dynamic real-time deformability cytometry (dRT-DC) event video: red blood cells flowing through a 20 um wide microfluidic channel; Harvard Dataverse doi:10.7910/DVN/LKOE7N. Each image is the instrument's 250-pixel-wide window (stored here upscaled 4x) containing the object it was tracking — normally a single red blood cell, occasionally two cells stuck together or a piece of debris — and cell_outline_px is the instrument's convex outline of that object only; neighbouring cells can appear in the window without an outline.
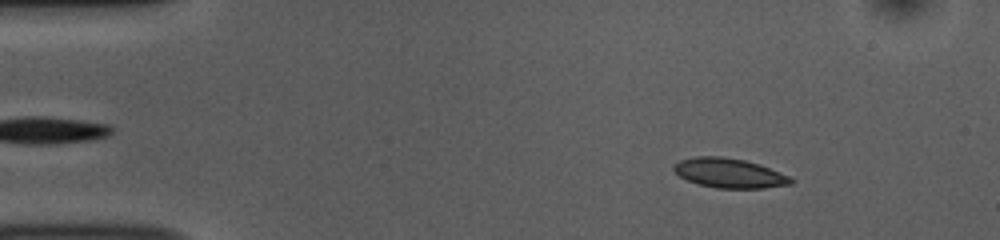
{"species": "common noctule bat (a hibernating species)", "species_latin": "Nyctalus noctula", "temperature_condition": "room temperature", "stored_images_in_passage": 44, "camera_frame_rate_fps": 3000, "um_per_image_px": 0.085, "animal": {"sex": "female", "body_mass_g": 10.0, "forearm_length_mm": 53.1}, "frame": {"image": 1, "passage_image": 6, "time_ms": 1.667, "image_size_px": [1000, 240], "cell_outline_px": [[792, 184], [760, 188], [716, 188], [700, 184], [688, 180], [680, 176], [672, 168], [680, 160], [696, 156], [720, 156], [744, 160], [768, 168], [788, 176], [792, 180]], "centroid_in_image_um": [61.95, 14.71], "position_along_channel_um": 23.0, "area_um2": 19.65}}
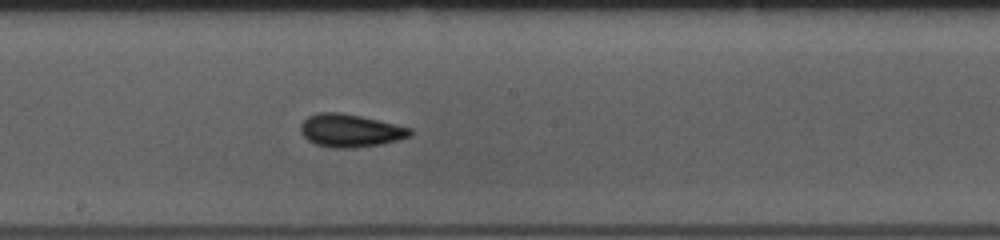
{"frame": {"image": 2, "passage_image": 27, "time_ms": 8.667, "image_size_px": [1000, 240], "cell_outline_px": [[412, 132], [408, 136], [396, 140], [380, 144], [352, 148], [332, 148], [316, 144], [308, 140], [300, 132], [300, 124], [308, 116], [320, 112], [340, 112], [360, 116], [412, 128]], "centroid_in_image_um": [29.73, 11.09], "position_along_channel_um": 218.5, "area_um2": 20.81}}
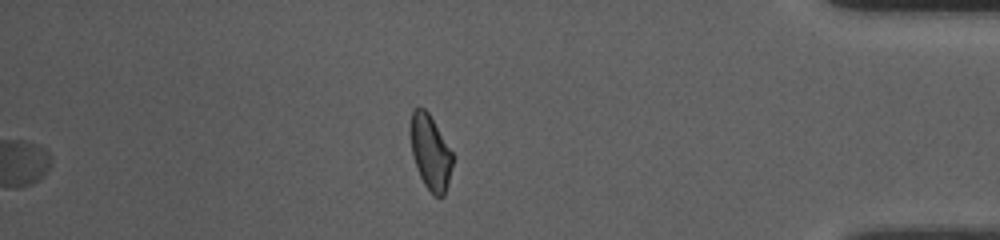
{"frame": {"image": 3, "passage_image": 44, "time_ms": 14.333, "image_size_px": [1000, 240], "cell_outline_px": [[452, 164], [448, 184], [444, 196], [436, 196], [424, 184], [420, 176], [412, 156], [412, 112], [416, 108], [424, 108], [428, 112], [452, 152]], "centroid_in_image_um": [36.6, 12.98], "position_along_channel_um": 398.6, "area_um2": 17.63}, "authors_computed_cell_mechanics": {"area_um2": 19.8254, "velocity_mm_per_s": 3.8005, "shape_relaxation_time_tau1_ms": 4.4569, "shape_relaxation_time_tau2_ms": 3.3296, "deformation_change_tau1": 0.1238, "deformation_change_tau2": 0.0636}}